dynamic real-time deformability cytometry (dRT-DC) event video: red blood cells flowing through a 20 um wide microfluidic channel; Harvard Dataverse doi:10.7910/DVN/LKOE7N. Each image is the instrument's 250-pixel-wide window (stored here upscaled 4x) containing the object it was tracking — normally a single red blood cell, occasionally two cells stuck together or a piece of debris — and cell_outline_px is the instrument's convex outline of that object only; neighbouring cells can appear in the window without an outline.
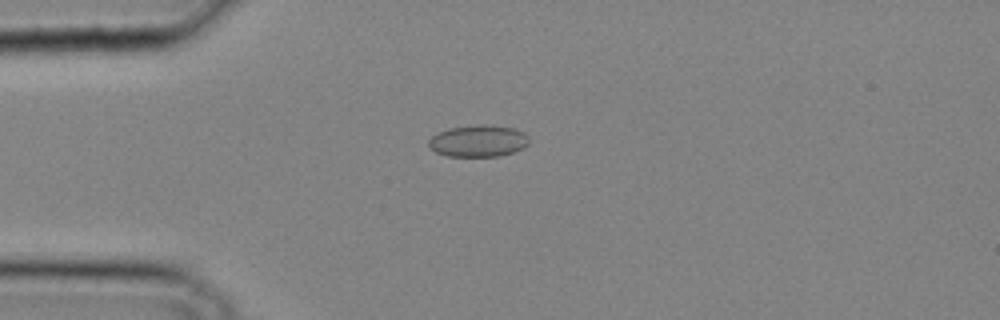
{"species": "common noctule bat (a hibernating species)", "species_latin": "Nyctalus noctula", "temperature_condition": "cold", "stored_images_in_passage": 33, "camera_frame_rate_fps": 3000, "um_per_image_px": 0.085, "animal": {"sex": "male", "body_mass_g": 20.4}, "frame": {"image": 1, "passage_image": 9, "time_ms": 2.667, "image_size_px": [1000, 320], "cell_outline_px": [[528, 144], [524, 148], [516, 152], [500, 156], [448, 156], [436, 152], [428, 144], [428, 140], [436, 132], [448, 128], [480, 124], [484, 124], [516, 128], [524, 132], [528, 136]], "centroid_in_image_um": [40.68, 11.97], "position_along_channel_um": 44.3, "area_um2": 18.84}}
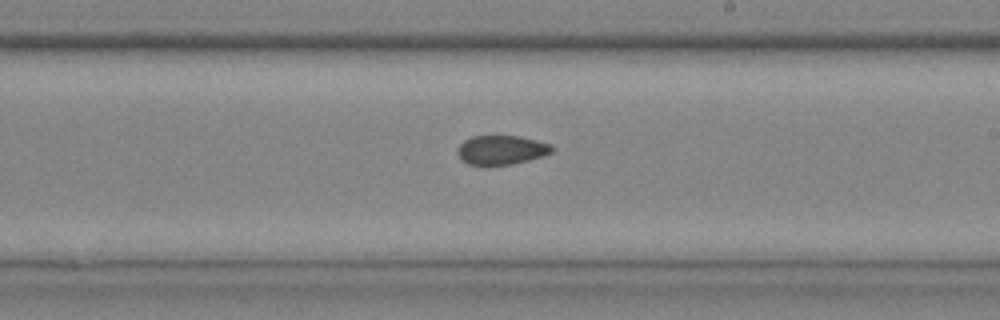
{"frame": {"image": 2, "passage_image": 21, "time_ms": 6.667, "image_size_px": [1000, 320], "cell_outline_px": [[556, 148], [552, 152], [544, 156], [512, 164], [468, 164], [460, 160], [456, 152], [460, 144], [464, 140], [472, 136], [520, 136], [552, 144]], "centroid_in_image_um": [42.64, 12.73], "position_along_channel_um": 246.4, "area_um2": 16.13}}
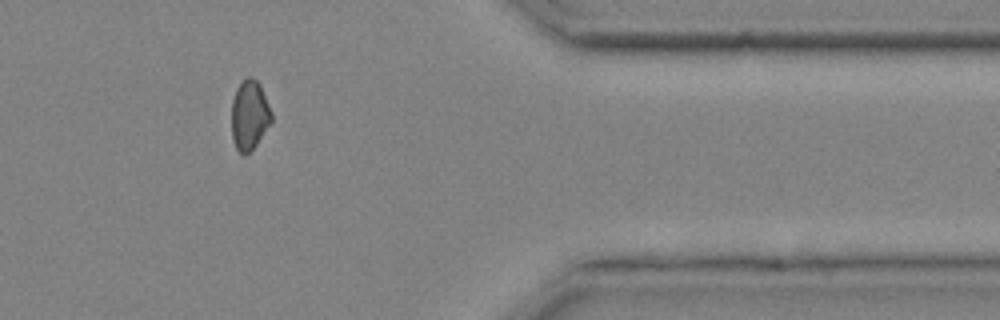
{"frame": {"image": 3, "passage_image": 30, "time_ms": 9.667, "image_size_px": [1000, 320], "cell_outline_px": [[272, 120], [256, 144], [244, 156], [236, 148], [232, 140], [232, 100], [236, 88], [248, 76], [256, 80], [260, 84], [272, 112]], "centroid_in_image_um": [21.2, 9.78], "position_along_channel_um": 390.2, "area_um2": 16.01}}